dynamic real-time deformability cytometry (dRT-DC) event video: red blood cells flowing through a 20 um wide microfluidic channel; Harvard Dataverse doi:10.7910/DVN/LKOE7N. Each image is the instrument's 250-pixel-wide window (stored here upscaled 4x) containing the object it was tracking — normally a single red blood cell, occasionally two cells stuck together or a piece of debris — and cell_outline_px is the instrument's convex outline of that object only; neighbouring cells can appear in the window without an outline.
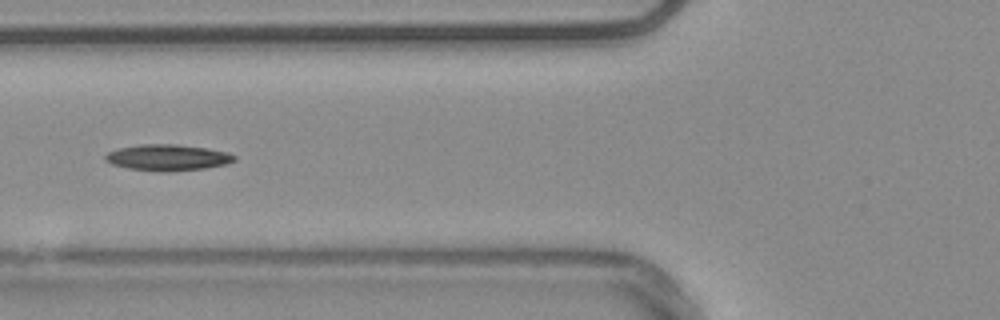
{"species": "common noctule bat (a hibernating species)", "species_latin": "Nyctalus noctula", "temperature_condition": "warm", "stored_images_in_passage": 39, "camera_frame_rate_fps": 3000, "um_per_image_px": 0.085, "animal": {"sex": "male", "body_mass_g": 20.4}, "frame": {"image": 1, "passage_image": 6, "time_ms": 1.667, "image_size_px": [1000, 320], "cell_outline_px": [[236, 160], [228, 164], [204, 168], [164, 172], [128, 168], [112, 164], [104, 160], [104, 156], [108, 152], [116, 148], [140, 144], [176, 144], [204, 148], [228, 152], [236, 156]], "centroid_in_image_um": [14.23, 13.38], "position_along_channel_um": 111.6, "area_um2": 19.71}, "authors_computed_cell_mechanics": {"area_um2": 18.5538, "velocity_mm_per_s": 3.7716, "shape_relaxation_time_tau1_ms": 9.2058, "shape_relaxation_time_tau2_ms": null, "deformation_change_tau1": 0.2082, "deformation_change_tau2": null}}